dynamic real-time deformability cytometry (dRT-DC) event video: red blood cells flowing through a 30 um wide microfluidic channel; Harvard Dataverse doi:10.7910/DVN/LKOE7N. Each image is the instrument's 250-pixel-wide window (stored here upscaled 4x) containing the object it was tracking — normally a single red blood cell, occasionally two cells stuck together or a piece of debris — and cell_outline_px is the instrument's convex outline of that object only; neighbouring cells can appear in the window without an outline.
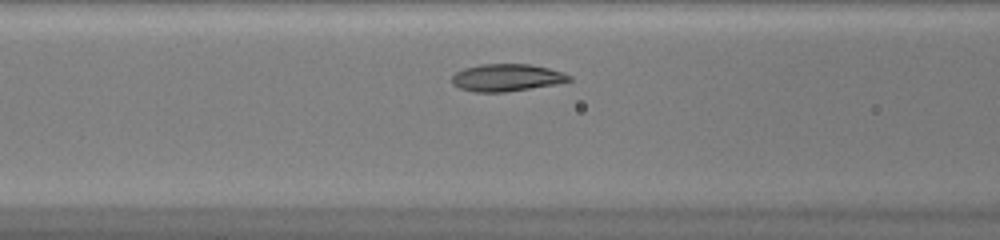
{"species": "common noctule bat (a hibernating species)", "species_latin": "Nyctalus noctula", "temperature_condition": "warm", "stored_images_in_passage": 28, "camera_frame_rate_fps": 3000, "um_per_image_px": 0.085, "animal": {"sex": "female", "body_mass_g": 20.0, "forearm_length_mm": 54.0}, "frame": {"image": 1, "passage_image": 7, "time_ms": 2.0, "image_size_px": [1000, 240], "cell_outline_px": [[572, 80], [556, 84], [504, 92], [476, 92], [460, 88], [452, 84], [452, 76], [456, 72], [464, 68], [480, 64], [532, 64], [564, 72], [572, 76]], "centroid_in_image_um": [43.08, 6.59], "position_along_channel_um": 123.5, "area_um2": 18.67}}
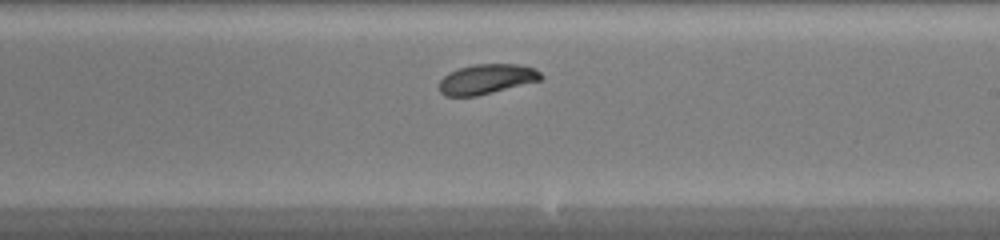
{"frame": {"image": 2, "passage_image": 16, "time_ms": 5.0, "image_size_px": [1000, 240], "cell_outline_px": [[544, 76], [540, 80], [476, 96], [444, 96], [440, 92], [440, 80], [448, 72], [460, 68], [476, 64], [520, 64], [532, 68], [540, 72]], "centroid_in_image_um": [41.34, 6.72], "position_along_channel_um": 247.7, "area_um2": 17.51}}
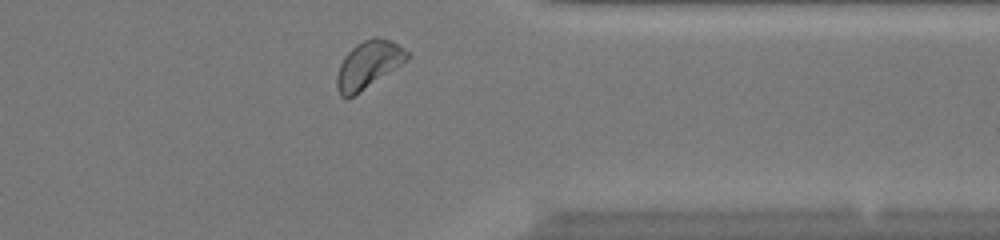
{"frame": {"image": 3, "passage_image": 26, "time_ms": 8.333, "image_size_px": [1000, 240], "cell_outline_px": [[408, 60], [360, 92], [352, 96], [340, 96], [336, 88], [336, 76], [340, 64], [344, 56], [356, 44], [372, 36], [376, 36], [388, 40], [404, 48], [408, 52]], "centroid_in_image_um": [31.29, 5.49], "position_along_channel_um": 380.1, "area_um2": 19.19}, "authors_computed_cell_mechanics": {"area_um2": 18.3515, "velocity_mm_per_s": 4.1451, "shape_relaxation_time_tau1_ms": 2.6737, "shape_relaxation_time_tau2_ms": null, "deformation_change_tau1": 0.0959, "deformation_change_tau2": null}}